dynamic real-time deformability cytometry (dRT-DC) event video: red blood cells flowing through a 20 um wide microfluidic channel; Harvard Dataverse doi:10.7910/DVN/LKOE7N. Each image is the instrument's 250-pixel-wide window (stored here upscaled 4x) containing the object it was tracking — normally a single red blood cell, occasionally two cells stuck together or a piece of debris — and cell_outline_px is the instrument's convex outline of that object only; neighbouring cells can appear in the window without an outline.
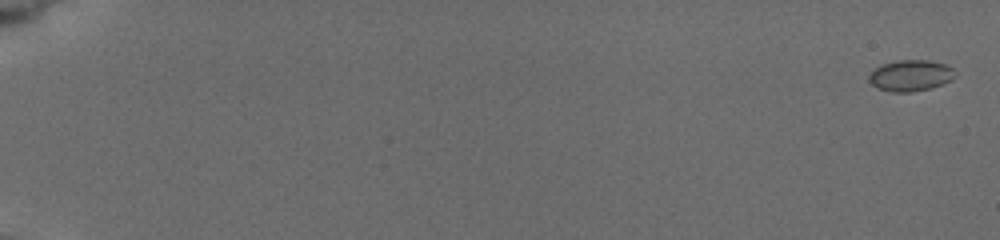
{"species": "common noctule bat (a hibernating species)", "species_latin": "Nyctalus noctula", "temperature_condition": "cold", "stored_images_in_passage": 8, "camera_frame_rate_fps": 3000, "um_per_image_px": 0.085, "animal": {"sex": "female", "body_mass_g": 19.5, "forearm_length_mm": 54.1}, "frame": {"image": 1, "passage_image": 1, "time_ms": 0.0, "image_size_px": [1000, 240], "cell_outline_px": [[952, 80], [928, 88], [912, 92], [892, 92], [876, 88], [868, 80], [868, 76], [876, 68], [884, 64], [896, 60], [928, 60], [944, 64], [952, 68]], "centroid_in_image_um": [77.34, 6.42], "position_along_channel_um": 7.7, "area_um2": 15.32}}
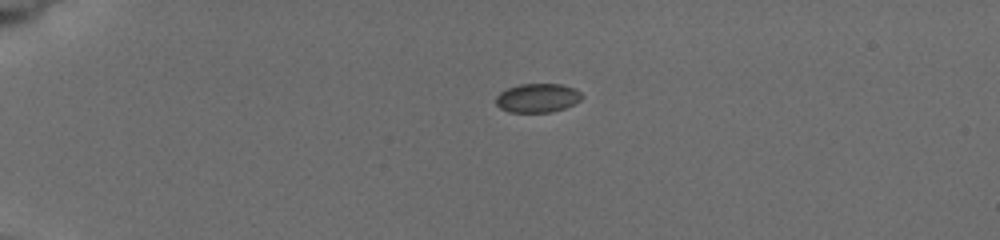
{"frame": {"image": 2, "passage_image": 6, "time_ms": 4.667, "image_size_px": [1000, 240], "cell_outline_px": [[584, 96], [580, 100], [564, 108], [552, 112], [508, 112], [500, 108], [496, 104], [496, 96], [500, 92], [508, 88], [520, 84], [560, 84], [572, 88], [580, 92]], "centroid_in_image_um": [45.67, 8.33], "position_along_channel_um": 39.3, "area_um2": 14.39}}